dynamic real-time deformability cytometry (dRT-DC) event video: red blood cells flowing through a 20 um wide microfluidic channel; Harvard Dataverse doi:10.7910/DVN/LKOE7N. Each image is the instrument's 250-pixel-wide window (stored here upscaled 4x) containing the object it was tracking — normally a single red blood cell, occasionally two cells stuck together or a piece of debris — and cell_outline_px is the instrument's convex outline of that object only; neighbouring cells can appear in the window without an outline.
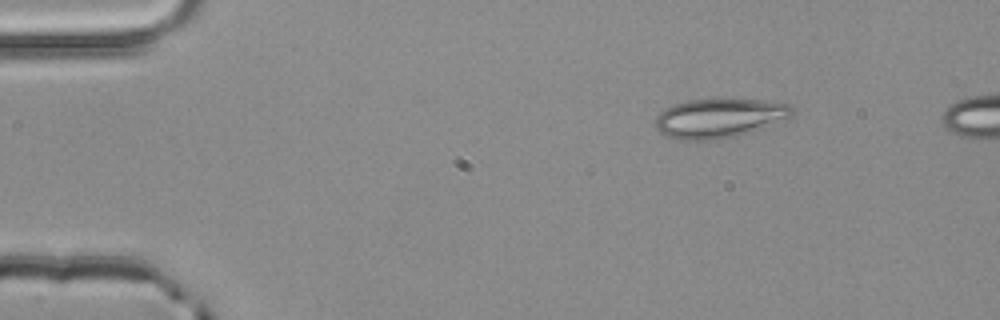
{"species": "common noctule bat (a hibernating species)", "species_latin": "Nyctalus noctula", "temperature_condition": "room temperature", "stored_images_in_passage": 3, "camera_frame_rate_fps": 3000, "um_per_image_px": 0.085, "animal": {"sex": "male", "body_mass_g": 20.4}, "frame": {"image": 1, "passage_image": 1, "time_ms": 0.0, "image_size_px": [1000, 320], "cell_outline_px": [[792, 116], [764, 128], [736, 136], [716, 140], [684, 140], [664, 136], [656, 128], [656, 116], [660, 112], [672, 104], [688, 100], [764, 100], [792, 104]], "centroid_in_image_um": [61.13, 10.05], "position_along_channel_um": 23.9, "area_um2": 31.27}}